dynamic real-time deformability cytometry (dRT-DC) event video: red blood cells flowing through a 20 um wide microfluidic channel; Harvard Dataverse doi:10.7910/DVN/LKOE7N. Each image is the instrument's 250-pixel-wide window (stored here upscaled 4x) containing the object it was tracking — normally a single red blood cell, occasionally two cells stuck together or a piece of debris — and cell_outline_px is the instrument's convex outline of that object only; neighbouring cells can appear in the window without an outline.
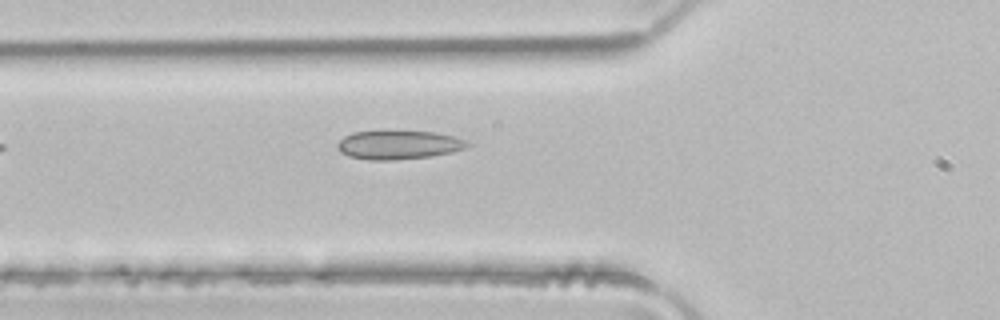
{"species": "common noctule bat (a hibernating species)", "species_latin": "Nyctalus noctula", "temperature_condition": "room temperature", "stored_images_in_passage": 5, "camera_frame_rate_fps": 3000, "um_per_image_px": 0.085, "animal": {"sex": "male", "body_mass_g": 21.5, "forearm_length_mm": 52.0}, "frame": {"image": 1, "passage_image": 5, "time_ms": 1.333, "image_size_px": [1000, 320], "cell_outline_px": [[472, 144], [464, 148], [452, 152], [432, 156], [392, 160], [368, 160], [348, 156], [340, 152], [336, 148], [336, 144], [344, 136], [352, 132], [436, 132], [456, 136], [468, 140]], "centroid_in_image_um": [33.9, 12.32], "position_along_channel_um": 91.9, "area_um2": 21.79}}